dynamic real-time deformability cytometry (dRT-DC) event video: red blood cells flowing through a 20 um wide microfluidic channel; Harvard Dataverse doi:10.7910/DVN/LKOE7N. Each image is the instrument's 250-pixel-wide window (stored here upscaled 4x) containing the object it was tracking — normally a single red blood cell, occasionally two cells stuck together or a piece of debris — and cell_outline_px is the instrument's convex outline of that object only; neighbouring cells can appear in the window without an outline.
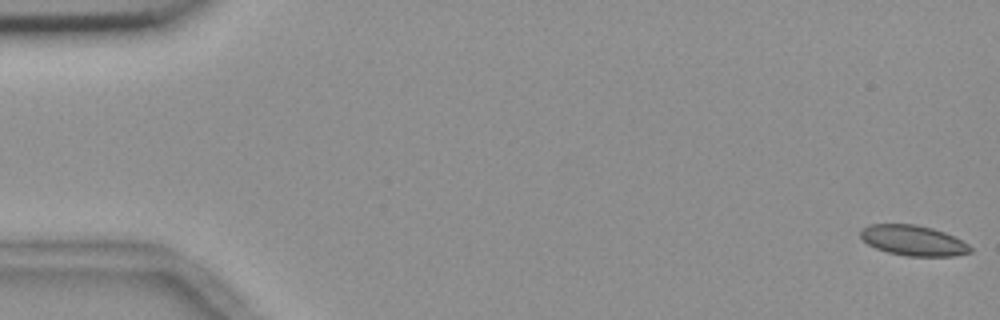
{"species": "common noctule bat (a hibernating species)", "species_latin": "Nyctalus noctula", "temperature_condition": "room temperature", "stored_images_in_passage": 56, "camera_frame_rate_fps": 3000, "um_per_image_px": 0.085, "animal": {"sex": "female", "body_mass_g": 18.4}, "frame": {"image": 1, "passage_image": 1, "time_ms": 0.0, "image_size_px": [1000, 320], "cell_outline_px": [[972, 252], [956, 256], [904, 256], [888, 252], [876, 248], [868, 244], [860, 236], [860, 232], [868, 224], [916, 224], [932, 228], [944, 232], [968, 244], [972, 248]], "centroid_in_image_um": [77.63, 20.44], "position_along_channel_um": 7.4, "area_um2": 19.36}}
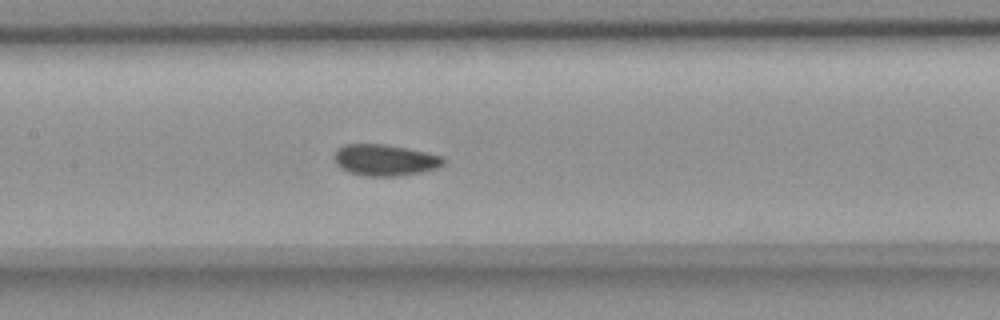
{"frame": {"image": 2, "passage_image": 27, "time_ms": 8.667, "image_size_px": [1000, 320], "cell_outline_px": [[444, 164], [436, 168], [424, 172], [396, 176], [364, 176], [348, 172], [340, 168], [336, 164], [336, 148], [344, 144], [384, 144], [408, 148], [444, 156]], "centroid_in_image_um": [32.73, 13.6], "position_along_channel_um": 174.7, "area_um2": 20.06}}
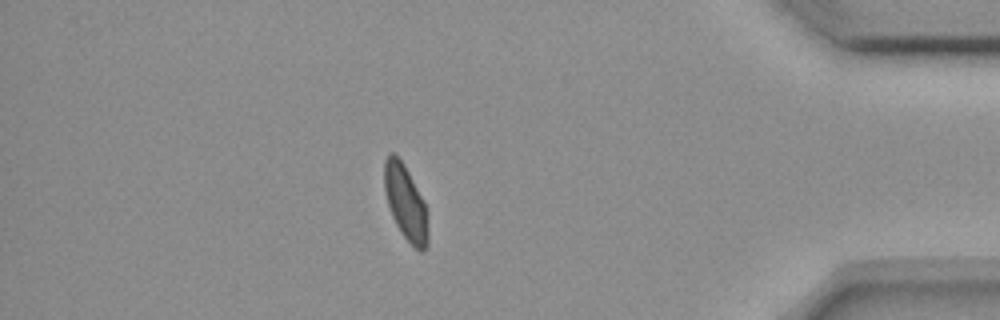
{"frame": {"image": 3, "passage_image": 49, "time_ms": 16.0, "image_size_px": [1000, 320], "cell_outline_px": [[428, 244], [420, 252], [400, 232], [392, 216], [388, 204], [384, 188], [384, 160], [388, 152], [392, 152], [404, 164], [428, 212]], "centroid_in_image_um": [34.46, 17.22], "position_along_channel_um": 400.7, "area_um2": 18.79}, "authors_computed_cell_mechanics": {"area_um2": 19.652, "velocity_mm_per_s": 3.6265, "shape_relaxation_time_tau1_ms": 4.412, "shape_relaxation_time_tau2_ms": 0.8206, "deformation_change_tau1": 0.0827, "deformation_change_tau2": 0.0348}}